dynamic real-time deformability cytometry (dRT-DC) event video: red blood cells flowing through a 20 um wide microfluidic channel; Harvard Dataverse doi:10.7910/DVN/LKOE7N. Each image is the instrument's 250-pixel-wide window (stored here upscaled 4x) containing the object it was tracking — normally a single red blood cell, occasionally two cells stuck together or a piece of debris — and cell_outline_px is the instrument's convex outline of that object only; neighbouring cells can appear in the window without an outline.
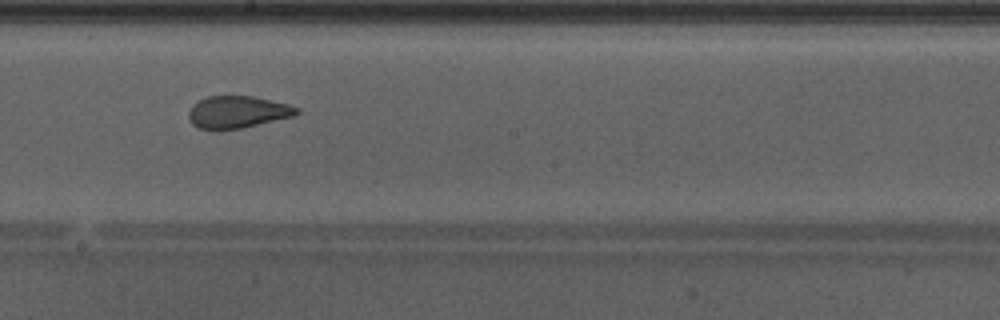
{"species": "Egyptian fruit bat (a non-hibernating species)", "species_latin": "Rousettus aegyptiacus", "temperature_condition": "warm", "stored_images_in_passage": 43, "camera_frame_rate_fps": 3000, "um_per_image_px": 0.085, "animal": {"sex": "male"}, "frame": {"image": 1, "passage_image": 24, "time_ms": 7.667, "image_size_px": [1000, 320], "cell_outline_px": [[300, 112], [296, 116], [240, 128], [216, 132], [200, 128], [192, 124], [188, 116], [188, 112], [192, 104], [196, 100], [208, 96], [252, 96], [288, 104], [300, 108]], "centroid_in_image_um": [20.16, 9.54], "position_along_channel_um": 228.0, "area_um2": 20.69}, "authors_computed_cell_mechanics": {"area_um2": 22.1374, "velocity_mm_per_s": 4.2848, "shape_relaxation_time_tau1_ms": 10.4338, "shape_relaxation_time_tau2_ms": 0.9053, "deformation_change_tau1": 0.2531, "deformation_change_tau2": 0.0751}}